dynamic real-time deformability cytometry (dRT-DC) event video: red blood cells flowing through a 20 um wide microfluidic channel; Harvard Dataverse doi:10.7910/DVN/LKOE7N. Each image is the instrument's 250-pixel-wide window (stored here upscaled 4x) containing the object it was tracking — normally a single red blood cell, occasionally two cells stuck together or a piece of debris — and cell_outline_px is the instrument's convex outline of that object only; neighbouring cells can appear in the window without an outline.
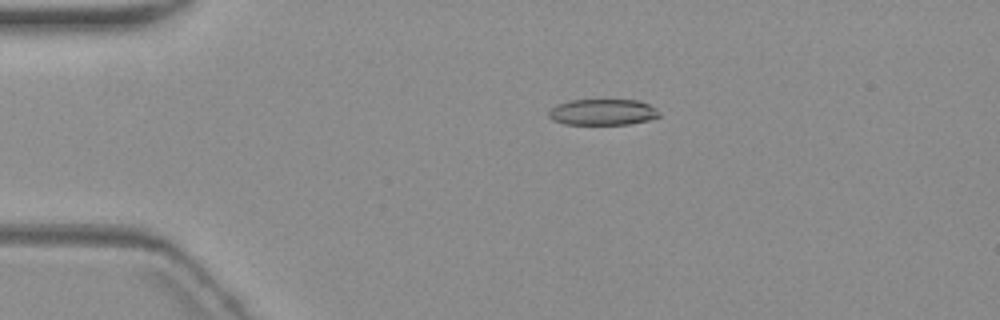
{"species": "common noctule bat (a hibernating species)", "species_latin": "Nyctalus noctula", "temperature_condition": "warm", "stored_images_in_passage": 6, "camera_frame_rate_fps": 3000, "um_per_image_px": 0.085, "animal": {"sex": "female", "body_mass_g": 19.3, "forearm_length_mm": 54.1}, "frame": {"image": 1, "passage_image": 3, "time_ms": 2.333, "image_size_px": [1000, 320], "cell_outline_px": [[660, 116], [648, 120], [628, 124], [564, 124], [552, 120], [548, 116], [548, 112], [556, 104], [572, 100], [636, 100], [648, 104], [656, 108]], "centroid_in_image_um": [51.2, 9.53], "position_along_channel_um": 33.8, "area_um2": 16.7}}
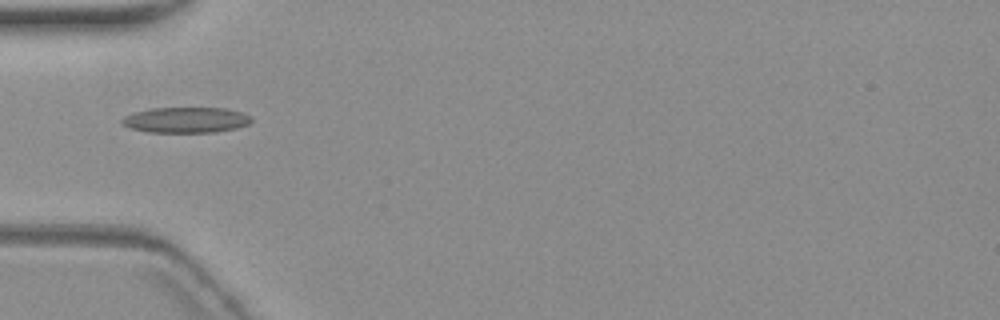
{"frame": {"image": 2, "passage_image": 5, "time_ms": 4.667, "image_size_px": [1000, 320], "cell_outline_px": [[252, 120], [248, 124], [236, 128], [212, 132], [148, 132], [132, 128], [124, 124], [120, 120], [124, 116], [132, 112], [148, 108], [224, 108], [240, 112], [252, 116]], "centroid_in_image_um": [15.79, 10.19], "position_along_channel_um": 69.2, "area_um2": 19.25}}
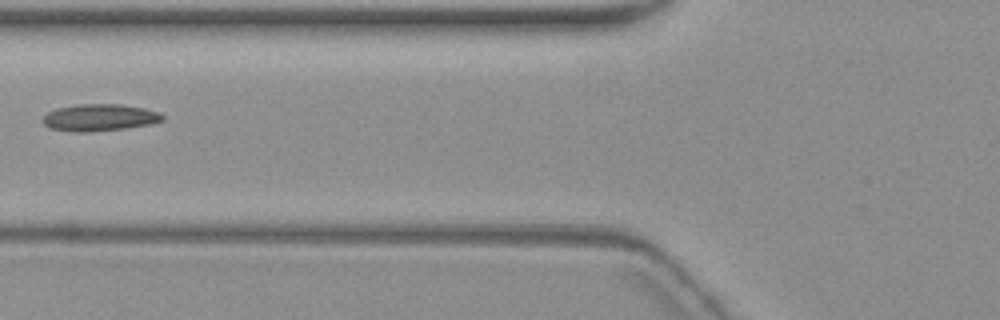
{"frame": {"image": 3, "passage_image": 6, "time_ms": 6.0, "image_size_px": [1000, 320], "cell_outline_px": [[164, 120], [152, 124], [124, 128], [92, 132], [72, 132], [52, 128], [44, 124], [44, 116], [48, 112], [56, 108], [80, 104], [120, 104], [144, 108], [160, 112], [164, 116]], "centroid_in_image_um": [8.5, 9.99], "position_along_channel_um": 117.3, "area_um2": 18.79}}